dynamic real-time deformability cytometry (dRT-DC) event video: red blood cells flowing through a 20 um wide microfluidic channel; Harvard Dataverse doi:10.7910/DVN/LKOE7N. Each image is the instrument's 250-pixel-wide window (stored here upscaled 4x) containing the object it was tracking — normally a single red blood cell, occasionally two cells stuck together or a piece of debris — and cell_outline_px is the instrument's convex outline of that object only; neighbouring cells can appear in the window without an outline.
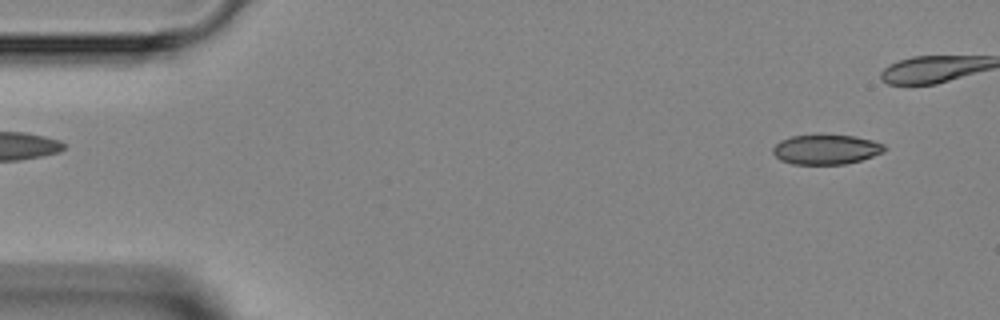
{"species": "Egyptian fruit bat (a non-hibernating species)", "species_latin": "Rousettus aegyptiacus", "temperature_condition": "room temperature", "stored_images_in_passage": 5, "segment_of_instrument_passage": [2, 2], "camera_frame_rate_fps": 3000, "um_per_image_px": 0.085, "animal": {"sex": "female"}, "frame": {"image": 1, "passage_image": 5, "time_ms": 4.667, "image_size_px": [1000, 320], "cell_outline_px": [[888, 148], [884, 152], [860, 160], [844, 164], [792, 164], [780, 160], [772, 152], [772, 148], [780, 140], [792, 136], [852, 136], [872, 140], [884, 144]], "centroid_in_image_um": [70.22, 12.72], "position_along_channel_um": 14.8, "area_um2": 19.07}}